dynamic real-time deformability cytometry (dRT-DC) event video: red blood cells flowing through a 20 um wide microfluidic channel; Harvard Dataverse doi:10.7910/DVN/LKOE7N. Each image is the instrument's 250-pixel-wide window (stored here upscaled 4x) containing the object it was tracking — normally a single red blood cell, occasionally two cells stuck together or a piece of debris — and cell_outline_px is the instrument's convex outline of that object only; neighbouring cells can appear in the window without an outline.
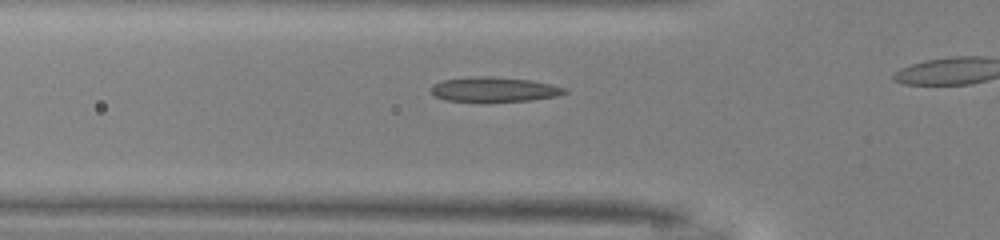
{"species": "common noctule bat (a hibernating species)", "species_latin": "Nyctalus noctula", "temperature_condition": "warm", "stored_images_in_passage": 20, "camera_frame_rate_fps": 3000, "um_per_image_px": 0.085, "animal": {"sex": "male", "body_mass_g": 13.0, "forearm_length_mm": 53.1}, "frame": {"image": 1, "passage_image": 3, "time_ms": 0.667, "image_size_px": [1000, 240], "cell_outline_px": [[568, 92], [556, 96], [532, 100], [444, 100], [436, 96], [432, 92], [432, 84], [440, 80], [472, 76], [488, 76], [532, 80], [568, 88]], "centroid_in_image_um": [42.02, 7.57], "position_along_channel_um": 83.8, "area_um2": 18.9}}
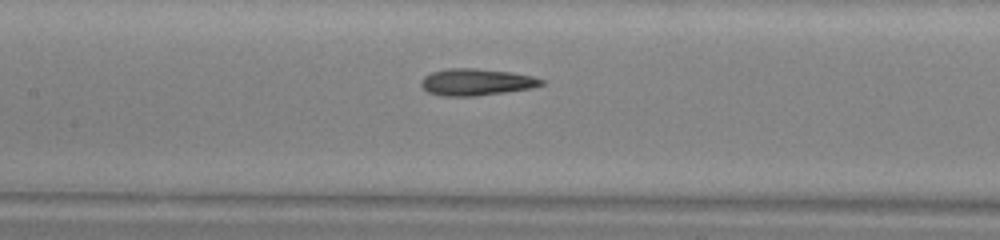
{"frame": {"image": 2, "passage_image": 9, "time_ms": 2.667, "image_size_px": [1000, 240], "cell_outline_px": [[544, 84], [532, 88], [476, 96], [444, 96], [428, 92], [420, 84], [420, 80], [424, 76], [432, 72], [448, 68], [476, 68], [512, 72], [532, 76], [544, 80]], "centroid_in_image_um": [40.48, 6.97], "position_along_channel_um": 166.9, "area_um2": 18.79}}
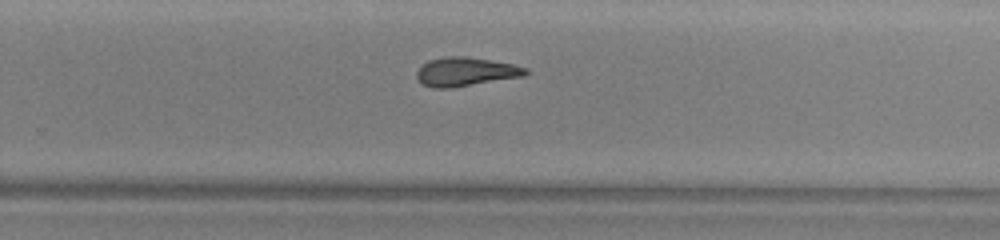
{"frame": {"image": 3, "passage_image": 18, "time_ms": 5.667, "image_size_px": [1000, 240], "cell_outline_px": [[528, 72], [524, 76], [452, 88], [432, 88], [420, 84], [416, 76], [416, 72], [428, 60], [444, 56], [468, 56], [512, 64], [528, 68]], "centroid_in_image_um": [39.55, 6.1], "position_along_channel_um": 290.2, "area_um2": 18.44}}